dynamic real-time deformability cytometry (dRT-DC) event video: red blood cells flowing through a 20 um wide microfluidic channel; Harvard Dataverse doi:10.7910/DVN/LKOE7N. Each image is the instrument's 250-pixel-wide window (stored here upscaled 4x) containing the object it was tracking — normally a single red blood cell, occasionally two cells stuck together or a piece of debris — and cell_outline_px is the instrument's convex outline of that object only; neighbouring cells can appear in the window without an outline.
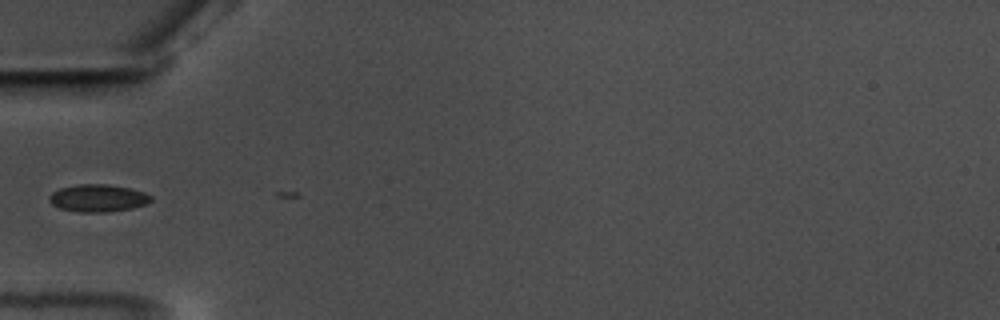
{"species": "common noctule bat (a hibernating species)", "species_latin": "Nyctalus noctula", "temperature_condition": "warm", "stored_images_in_passage": 21, "camera_frame_rate_fps": 3000, "um_per_image_px": 0.085, "animal": {"sex": "male", "body_mass_g": 17.5, "forearm_length_mm": 52.3}, "frame": {"image": 1, "passage_image": 1, "time_ms": 0.0, "image_size_px": [1000, 320], "cell_outline_px": [[152, 200], [144, 204], [132, 208], [108, 212], [80, 212], [60, 208], [52, 204], [48, 200], [48, 196], [52, 192], [60, 188], [76, 184], [108, 184], [132, 188], [144, 192], [152, 196]], "centroid_in_image_um": [8.32, 16.83], "position_along_channel_um": 76.7, "area_um2": 16.36}}
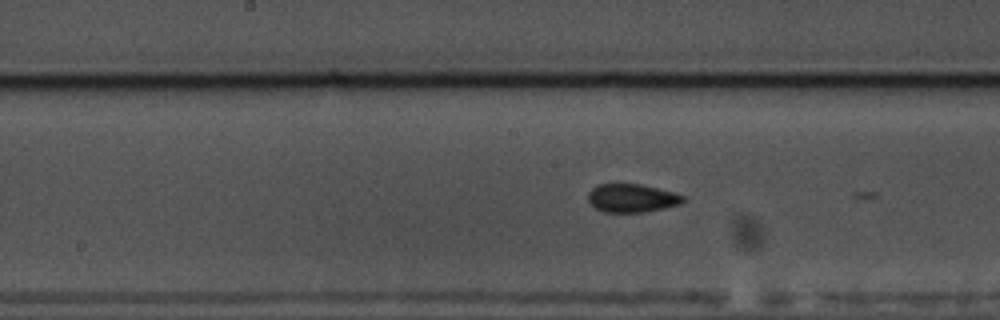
{"frame": {"image": 2, "passage_image": 11, "time_ms": 3.333, "image_size_px": [1000, 320], "cell_outline_px": [[684, 200], [680, 204], [664, 208], [644, 212], [604, 212], [596, 208], [588, 200], [588, 192], [592, 188], [600, 184], [640, 184], [676, 192], [684, 196]], "centroid_in_image_um": [53.72, 16.83], "position_along_channel_um": 194.5, "area_um2": 15.66}}
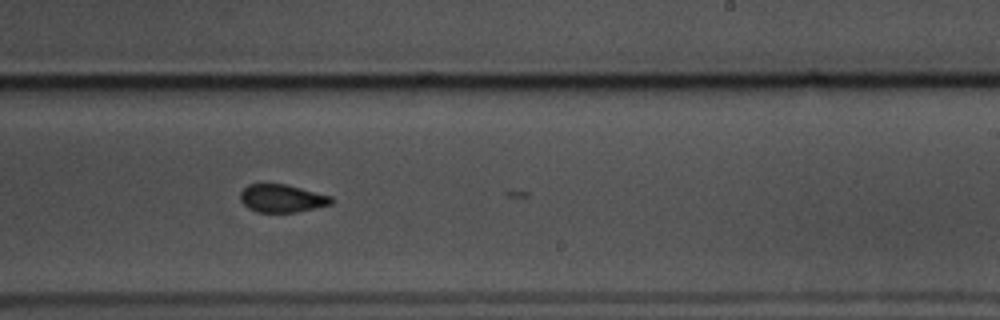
{"frame": {"image": 3, "passage_image": 17, "time_ms": 5.333, "image_size_px": [1000, 320], "cell_outline_px": [[332, 204], [296, 212], [256, 212], [248, 208], [240, 200], [240, 192], [248, 184], [288, 184], [332, 196]], "centroid_in_image_um": [23.96, 16.85], "position_along_channel_um": 265.0, "area_um2": 14.85}}